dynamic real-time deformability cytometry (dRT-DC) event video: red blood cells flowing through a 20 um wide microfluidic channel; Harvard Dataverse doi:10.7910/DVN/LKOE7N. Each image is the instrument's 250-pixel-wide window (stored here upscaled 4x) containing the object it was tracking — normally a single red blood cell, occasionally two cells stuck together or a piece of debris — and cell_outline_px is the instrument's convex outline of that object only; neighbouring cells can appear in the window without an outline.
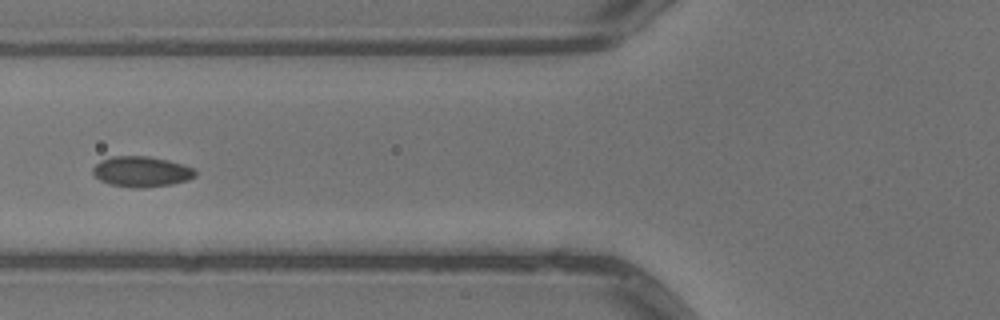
{"species": "common noctule bat (a hibernating species)", "species_latin": "Nyctalus noctula", "temperature_condition": "warm", "stored_images_in_passage": 5, "camera_frame_rate_fps": 3000, "um_per_image_px": 0.085, "animal": {"sex": "male", "body_mass_g": 13.3}, "frame": {"image": 1, "passage_image": 5, "time_ms": 1.333, "image_size_px": [1000, 320], "cell_outline_px": [[196, 176], [188, 180], [172, 184], [144, 188], [136, 188], [108, 184], [100, 180], [92, 172], [92, 168], [100, 160], [112, 156], [148, 156], [168, 160], [192, 168], [196, 172]], "centroid_in_image_um": [12.0, 14.59], "position_along_channel_um": 113.8, "area_um2": 18.21}}